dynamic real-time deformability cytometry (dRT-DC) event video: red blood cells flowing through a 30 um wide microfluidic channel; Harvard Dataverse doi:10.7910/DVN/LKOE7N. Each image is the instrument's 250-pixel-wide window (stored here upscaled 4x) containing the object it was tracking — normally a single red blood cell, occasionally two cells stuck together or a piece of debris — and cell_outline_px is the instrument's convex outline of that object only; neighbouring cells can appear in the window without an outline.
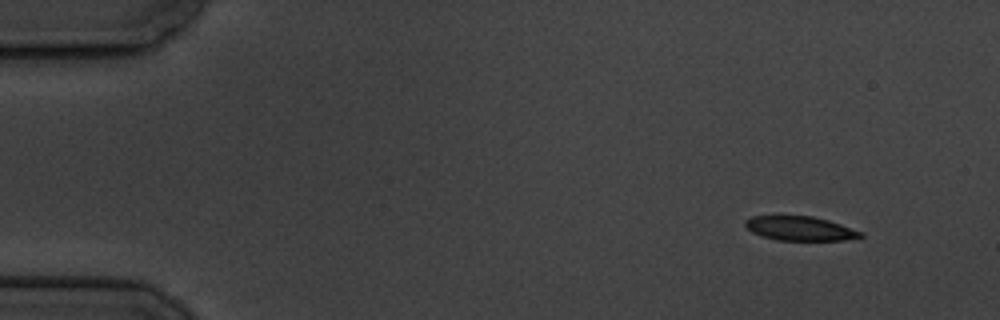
{"species": "common noctule bat (a hibernating species)", "species_latin": "Nyctalus noctula", "temperature_condition": "cold", "stored_images_in_passage": 5, "camera_frame_rate_fps": 3000, "um_per_image_px": 0.085, "animal": {"sex": "male", "body_mass_g": 19.5, "forearm_length_mm": 54.6}, "frame": {"image": 1, "passage_image": 1, "time_ms": 0.0, "image_size_px": [1000, 320], "cell_outline_px": [[864, 236], [844, 240], [776, 240], [760, 236], [752, 232], [744, 224], [744, 220], [752, 216], [812, 216], [828, 220], [864, 232]], "centroid_in_image_um": [67.99, 19.42], "position_along_channel_um": 17.0, "area_um2": 16.3}}
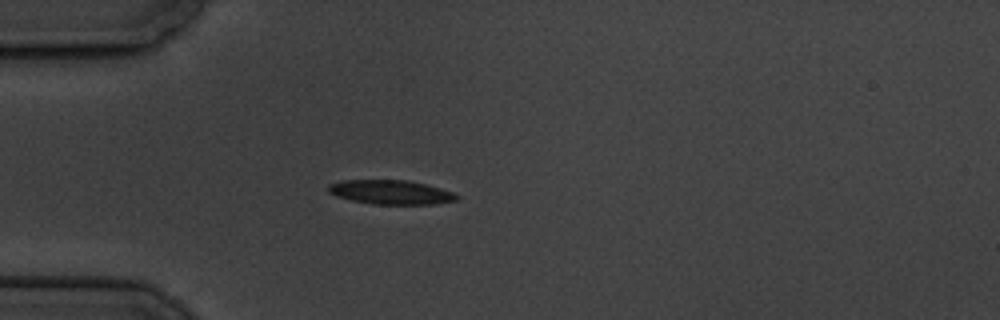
{"frame": {"image": 2, "passage_image": 4, "time_ms": 3.667, "image_size_px": [1000, 320], "cell_outline_px": [[460, 196], [456, 200], [436, 204], [372, 204], [352, 200], [336, 196], [328, 192], [328, 184], [340, 180], [408, 180], [440, 188], [452, 192]], "centroid_in_image_um": [33.19, 16.33], "position_along_channel_um": 51.8, "area_um2": 18.09}}